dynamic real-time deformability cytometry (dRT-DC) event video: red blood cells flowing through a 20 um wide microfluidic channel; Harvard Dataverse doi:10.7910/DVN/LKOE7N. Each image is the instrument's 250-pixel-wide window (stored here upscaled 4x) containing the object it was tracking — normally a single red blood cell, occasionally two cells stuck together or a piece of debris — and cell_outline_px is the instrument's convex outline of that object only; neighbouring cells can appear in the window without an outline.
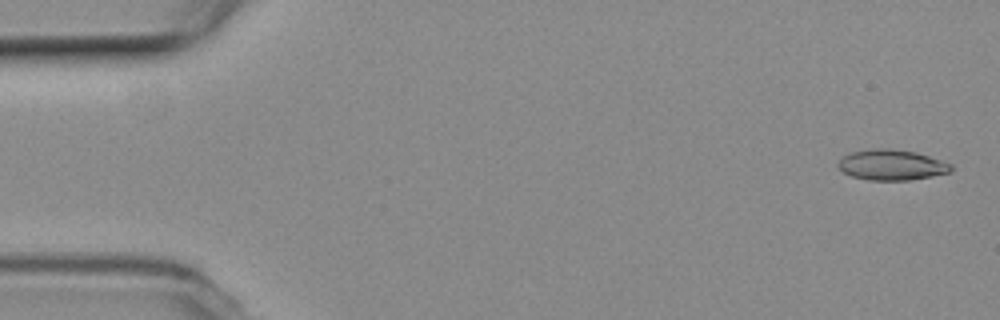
{"species": "common noctule bat (a hibernating species)", "species_latin": "Nyctalus noctula", "temperature_condition": "room temperature", "stored_images_in_passage": 55, "camera_frame_rate_fps": 3000, "um_per_image_px": 0.085, "animal": {"sex": "female", "body_mass_g": 19.3, "forearm_length_mm": 54.1}, "frame": {"image": 1, "passage_image": 2, "time_ms": 0.333, "image_size_px": [1000, 320], "cell_outline_px": [[952, 172], [932, 176], [908, 180], [868, 180], [852, 176], [844, 172], [836, 164], [848, 152], [868, 148], [888, 148], [916, 152], [952, 164]], "centroid_in_image_um": [75.77, 14.0], "position_along_channel_um": 9.2, "area_um2": 20.17}}
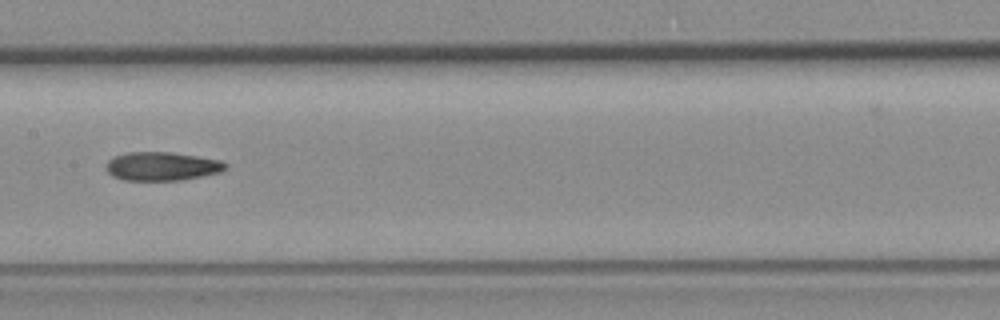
{"frame": {"image": 2, "passage_image": 27, "time_ms": 8.667, "image_size_px": [1000, 320], "cell_outline_px": [[228, 168], [220, 172], [180, 180], [124, 180], [112, 176], [104, 168], [104, 164], [112, 156], [124, 152], [172, 152], [220, 160], [228, 164]], "centroid_in_image_um": [13.71, 14.12], "position_along_channel_um": 193.7, "area_um2": 20.11}}
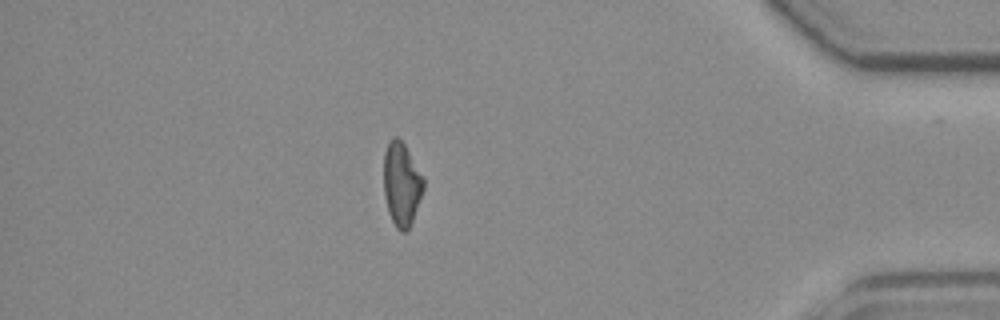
{"frame": {"image": 3, "passage_image": 47, "time_ms": 15.333, "image_size_px": [1000, 320], "cell_outline_px": [[424, 188], [412, 220], [408, 228], [404, 232], [400, 232], [396, 228], [388, 212], [384, 196], [384, 152], [388, 140], [392, 136], [396, 136], [404, 144], [424, 176]], "centroid_in_image_um": [34.12, 15.61], "position_along_channel_um": 401.1, "area_um2": 19.42}, "authors_computed_cell_mechanics": {"area_um2": 19.9988, "velocity_mm_per_s": 3.7877, "shape_relaxation_time_tau1_ms": null, "shape_relaxation_time_tau2_ms": 7.274, "deformation_change_tau1": null, "deformation_change_tau2": 0.1818}}